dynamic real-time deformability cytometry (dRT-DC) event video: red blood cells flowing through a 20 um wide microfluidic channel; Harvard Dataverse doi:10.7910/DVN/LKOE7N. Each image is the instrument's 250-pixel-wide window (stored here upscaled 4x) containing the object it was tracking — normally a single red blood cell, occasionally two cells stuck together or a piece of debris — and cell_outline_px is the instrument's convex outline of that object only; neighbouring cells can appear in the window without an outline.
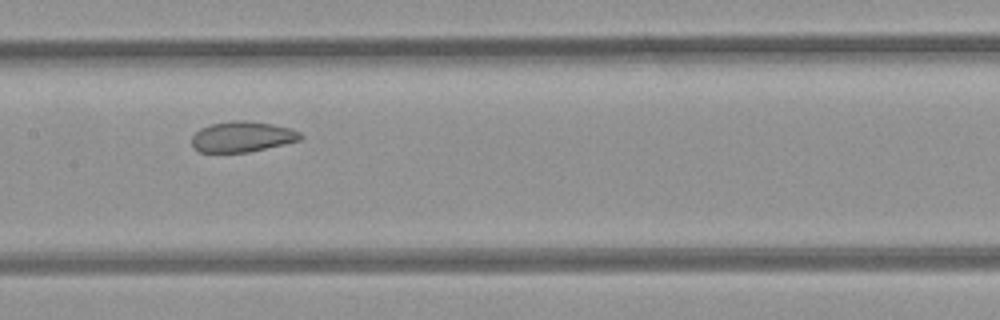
{"species": "common noctule bat (a hibernating species)", "species_latin": "Nyctalus noctula", "temperature_condition": "room temperature", "stored_images_in_passage": 8, "camera_frame_rate_fps": 3000, "um_per_image_px": 0.085, "animal": {"sex": "female", "body_mass_g": 21.9}, "frame": {"image": 1, "passage_image": 6, "time_ms": 1.667, "image_size_px": [1000, 320], "cell_outline_px": [[304, 136], [300, 140], [248, 152], [200, 152], [192, 148], [192, 136], [200, 128], [212, 124], [232, 120], [244, 120], [272, 124], [292, 128], [300, 132]], "centroid_in_image_um": [20.58, 11.61], "position_along_channel_um": 186.8, "area_um2": 19.36}}
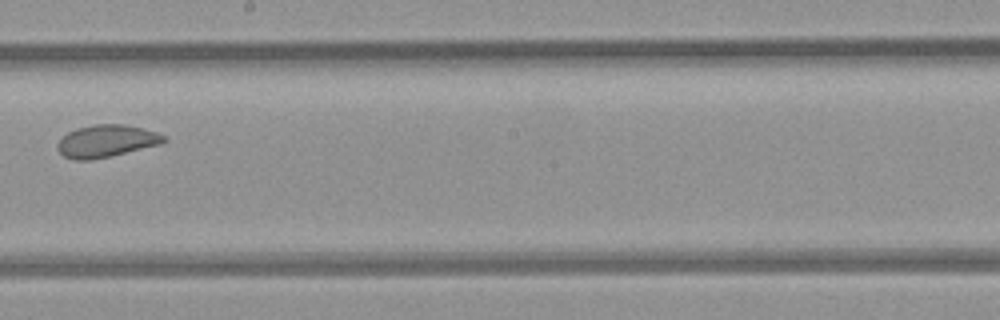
{"frame": {"image": 2, "passage_image": 7, "time_ms": 2.0, "image_size_px": [1000, 320], "cell_outline_px": [[168, 140], [160, 144], [112, 156], [92, 160], [72, 160], [64, 156], [56, 148], [60, 140], [68, 132], [76, 128], [96, 124], [124, 124], [144, 128], [156, 132], [164, 136]], "centroid_in_image_um": [9.04, 11.99], "position_along_channel_um": 239.2, "area_um2": 20.06}}
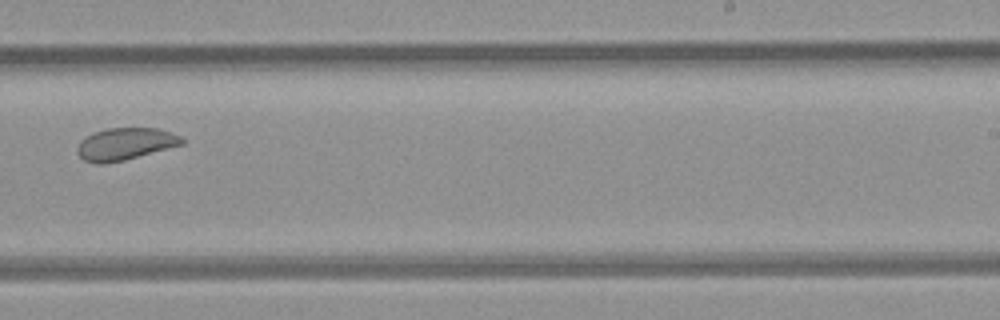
{"frame": {"image": 3, "passage_image": 8, "time_ms": 2.333, "image_size_px": [1000, 320], "cell_outline_px": [[184, 144], [124, 160], [104, 164], [96, 164], [84, 160], [76, 152], [76, 148], [80, 140], [92, 132], [108, 128], [156, 128], [180, 136], [184, 140]], "centroid_in_image_um": [10.59, 12.24], "position_along_channel_um": 278.4, "area_um2": 19.59}}